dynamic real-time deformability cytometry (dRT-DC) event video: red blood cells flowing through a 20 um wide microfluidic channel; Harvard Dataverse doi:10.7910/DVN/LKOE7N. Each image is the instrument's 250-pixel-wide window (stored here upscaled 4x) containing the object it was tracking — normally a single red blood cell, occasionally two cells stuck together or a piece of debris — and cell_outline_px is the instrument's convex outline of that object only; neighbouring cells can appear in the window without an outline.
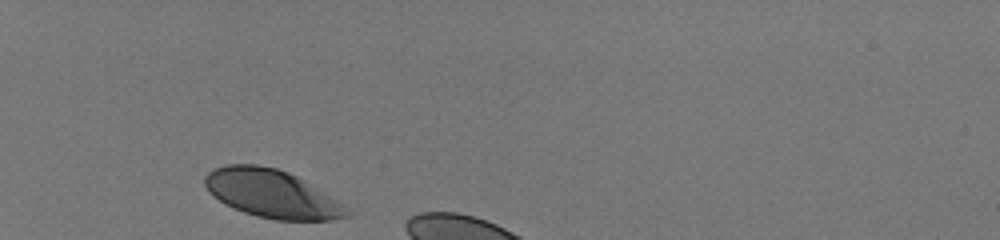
{"species": "human", "species_latin": "Homo sapiens", "temperature_condition": "room temperature", "stored_images_in_passage": 6, "camera_frame_rate_fps": 3000, "um_per_image_px": 0.085, "donor": {"sex": "male"}, "frame": {"image": 1, "passage_image": 1, "time_ms": 0.0, "image_size_px": [1000, 240], "cell_outline_px": [[360, 208], [356, 212], [348, 216], [332, 220], [276, 220], [256, 216], [232, 208], [224, 204], [212, 196], [208, 192], [204, 184], [204, 176], [208, 172], [216, 168], [228, 164], [256, 164], [276, 168], [288, 172]], "centroid_in_image_um": [23.27, 16.49], "position_along_channel_um": 61.7, "area_um2": 41.21}}